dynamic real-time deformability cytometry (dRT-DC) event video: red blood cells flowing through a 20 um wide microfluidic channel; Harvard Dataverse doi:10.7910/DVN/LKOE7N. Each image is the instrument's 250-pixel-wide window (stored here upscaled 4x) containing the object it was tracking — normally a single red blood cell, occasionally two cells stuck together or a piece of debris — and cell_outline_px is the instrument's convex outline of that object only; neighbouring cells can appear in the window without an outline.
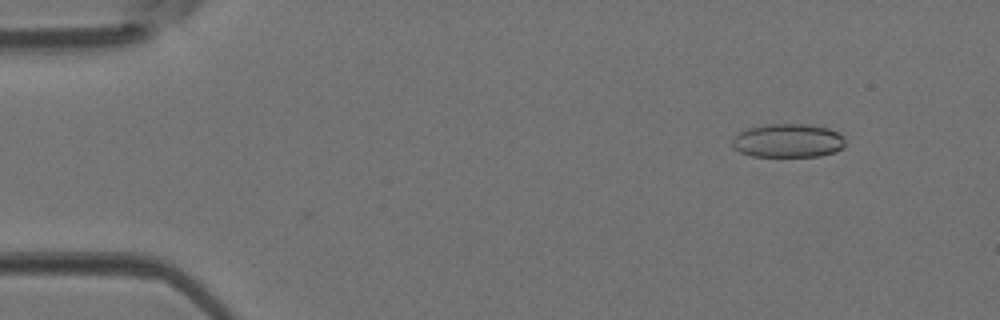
{"species": "Egyptian fruit bat (a non-hibernating species)", "species_latin": "Rousettus aegyptiacus", "temperature_condition": "room temperature", "stored_images_in_passage": 41, "camera_frame_rate_fps": 3000, "um_per_image_px": 0.085, "animal": {"sex": "female"}, "frame": {"image": 1, "passage_image": 1, "time_ms": 0.0, "image_size_px": [1000, 320], "cell_outline_px": [[844, 148], [836, 152], [820, 156], [752, 156], [740, 152], [732, 148], [732, 140], [740, 132], [748, 128], [768, 124], [808, 124], [828, 128], [840, 132], [844, 136]], "centroid_in_image_um": [67.02, 11.96], "position_along_channel_um": 18.0, "area_um2": 22.37}}
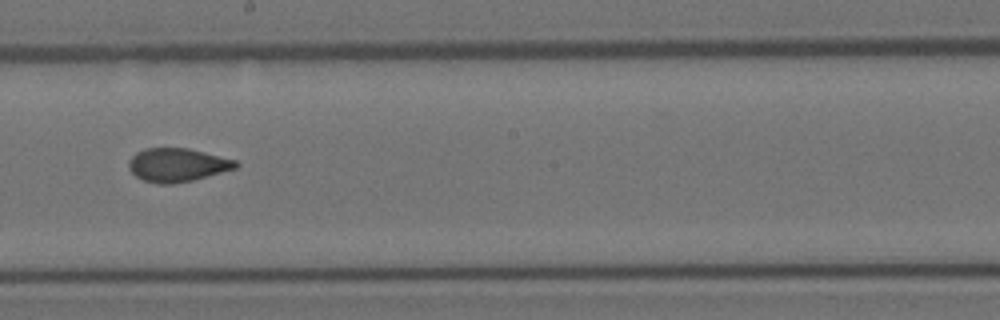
{"frame": {"image": 2, "passage_image": 22, "time_ms": 7.0, "image_size_px": [1000, 320], "cell_outline_px": [[240, 164], [236, 168], [192, 180], [172, 184], [156, 184], [144, 180], [136, 176], [128, 168], [128, 160], [136, 152], [144, 148], [188, 148], [236, 160]], "centroid_in_image_um": [15.04, 14.02], "position_along_channel_um": 233.2, "area_um2": 20.87}}
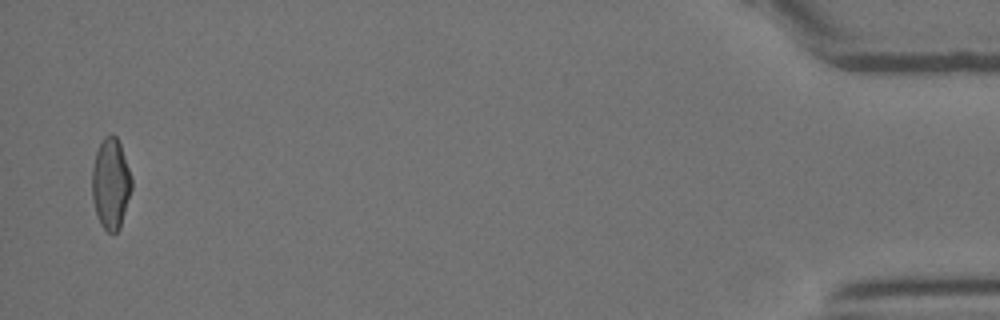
{"frame": {"image": 3, "passage_image": 41, "time_ms": 13.333, "image_size_px": [1000, 320], "cell_outline_px": [[132, 188], [120, 228], [116, 232], [108, 232], [100, 224], [96, 212], [92, 196], [92, 168], [96, 152], [104, 136], [112, 132], [116, 136], [120, 144], [132, 176]], "centroid_in_image_um": [9.42, 15.58], "position_along_channel_um": 425.8, "area_um2": 20.98}}